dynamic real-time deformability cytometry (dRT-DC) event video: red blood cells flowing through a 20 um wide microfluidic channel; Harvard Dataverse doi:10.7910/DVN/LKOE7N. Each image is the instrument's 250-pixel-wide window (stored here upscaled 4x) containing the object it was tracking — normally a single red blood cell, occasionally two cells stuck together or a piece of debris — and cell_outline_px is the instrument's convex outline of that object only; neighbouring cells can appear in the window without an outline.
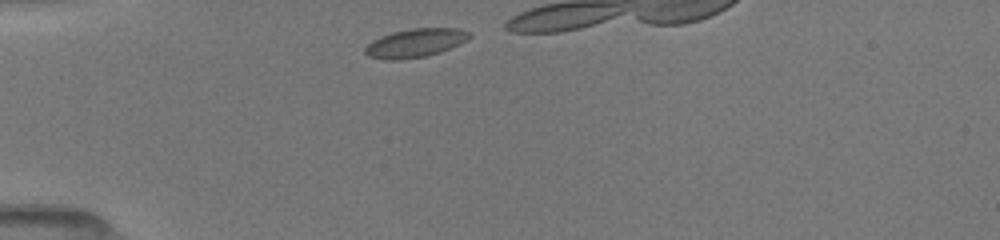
{"species": "common noctule bat (a hibernating species)", "species_latin": "Nyctalus noctula", "temperature_condition": "room temperature", "stored_images_in_passage": 6, "camera_frame_rate_fps": 3000, "um_per_image_px": 0.085, "animal": {"sex": "female", "body_mass_g": 19.5, "forearm_length_mm": 54.1}, "frame": {"image": 1, "passage_image": 2, "time_ms": 0.333, "image_size_px": [1000, 240], "cell_outline_px": [[472, 36], [440, 52], [424, 56], [396, 60], [384, 60], [368, 56], [364, 52], [364, 48], [372, 40], [380, 36], [392, 32], [412, 28], [456, 28], [468, 32]], "centroid_in_image_um": [35.21, 3.65], "position_along_channel_um": 49.8, "area_um2": 17.11}}